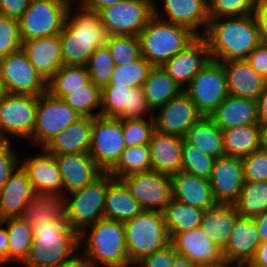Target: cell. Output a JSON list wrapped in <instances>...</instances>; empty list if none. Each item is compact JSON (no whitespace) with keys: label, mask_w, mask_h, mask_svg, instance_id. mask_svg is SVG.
Returning <instances> with one entry per match:
<instances>
[{"label":"cell","mask_w":267,"mask_h":267,"mask_svg":"<svg viewBox=\"0 0 267 267\" xmlns=\"http://www.w3.org/2000/svg\"><path fill=\"white\" fill-rule=\"evenodd\" d=\"M55 158L62 177L63 196L83 189L103 173L88 152L59 155Z\"/></svg>","instance_id":"7402d4cb"},{"label":"cell","mask_w":267,"mask_h":267,"mask_svg":"<svg viewBox=\"0 0 267 267\" xmlns=\"http://www.w3.org/2000/svg\"><path fill=\"white\" fill-rule=\"evenodd\" d=\"M209 117L221 130L258 125L256 100L228 95Z\"/></svg>","instance_id":"4dcf8cb0"},{"label":"cell","mask_w":267,"mask_h":267,"mask_svg":"<svg viewBox=\"0 0 267 267\" xmlns=\"http://www.w3.org/2000/svg\"><path fill=\"white\" fill-rule=\"evenodd\" d=\"M155 131L153 116L144 118L122 119V133L127 147L147 145Z\"/></svg>","instance_id":"c3c4849f"},{"label":"cell","mask_w":267,"mask_h":267,"mask_svg":"<svg viewBox=\"0 0 267 267\" xmlns=\"http://www.w3.org/2000/svg\"><path fill=\"white\" fill-rule=\"evenodd\" d=\"M120 180L143 210L162 212L172 200L170 176L149 171L125 176Z\"/></svg>","instance_id":"2e32d148"},{"label":"cell","mask_w":267,"mask_h":267,"mask_svg":"<svg viewBox=\"0 0 267 267\" xmlns=\"http://www.w3.org/2000/svg\"><path fill=\"white\" fill-rule=\"evenodd\" d=\"M155 112L156 131L182 138L203 117L184 90Z\"/></svg>","instance_id":"e0dca14e"},{"label":"cell","mask_w":267,"mask_h":267,"mask_svg":"<svg viewBox=\"0 0 267 267\" xmlns=\"http://www.w3.org/2000/svg\"><path fill=\"white\" fill-rule=\"evenodd\" d=\"M205 210L172 199L162 211L170 237L199 227Z\"/></svg>","instance_id":"74e56055"},{"label":"cell","mask_w":267,"mask_h":267,"mask_svg":"<svg viewBox=\"0 0 267 267\" xmlns=\"http://www.w3.org/2000/svg\"><path fill=\"white\" fill-rule=\"evenodd\" d=\"M72 0H31L19 19L21 39L59 35Z\"/></svg>","instance_id":"ba28073f"},{"label":"cell","mask_w":267,"mask_h":267,"mask_svg":"<svg viewBox=\"0 0 267 267\" xmlns=\"http://www.w3.org/2000/svg\"><path fill=\"white\" fill-rule=\"evenodd\" d=\"M260 150L267 153V126H260Z\"/></svg>","instance_id":"003e7915"},{"label":"cell","mask_w":267,"mask_h":267,"mask_svg":"<svg viewBox=\"0 0 267 267\" xmlns=\"http://www.w3.org/2000/svg\"><path fill=\"white\" fill-rule=\"evenodd\" d=\"M239 267H251L249 264H239Z\"/></svg>","instance_id":"8c879c8a"},{"label":"cell","mask_w":267,"mask_h":267,"mask_svg":"<svg viewBox=\"0 0 267 267\" xmlns=\"http://www.w3.org/2000/svg\"><path fill=\"white\" fill-rule=\"evenodd\" d=\"M178 253L170 244L166 248L145 256L136 265L137 267H173Z\"/></svg>","instance_id":"db71d44e"},{"label":"cell","mask_w":267,"mask_h":267,"mask_svg":"<svg viewBox=\"0 0 267 267\" xmlns=\"http://www.w3.org/2000/svg\"><path fill=\"white\" fill-rule=\"evenodd\" d=\"M89 81L86 66L63 65L48 81V91L53 96L63 99L68 90H77Z\"/></svg>","instance_id":"7bdbcfd3"},{"label":"cell","mask_w":267,"mask_h":267,"mask_svg":"<svg viewBox=\"0 0 267 267\" xmlns=\"http://www.w3.org/2000/svg\"><path fill=\"white\" fill-rule=\"evenodd\" d=\"M31 224H43L50 219H66L65 197L58 194L35 193L20 216Z\"/></svg>","instance_id":"836d02e7"},{"label":"cell","mask_w":267,"mask_h":267,"mask_svg":"<svg viewBox=\"0 0 267 267\" xmlns=\"http://www.w3.org/2000/svg\"><path fill=\"white\" fill-rule=\"evenodd\" d=\"M207 2L208 0H163L162 13L154 1V15L188 28L196 36H203L209 22Z\"/></svg>","instance_id":"d6986e66"},{"label":"cell","mask_w":267,"mask_h":267,"mask_svg":"<svg viewBox=\"0 0 267 267\" xmlns=\"http://www.w3.org/2000/svg\"><path fill=\"white\" fill-rule=\"evenodd\" d=\"M21 47L19 20L0 15V60Z\"/></svg>","instance_id":"f907efd6"},{"label":"cell","mask_w":267,"mask_h":267,"mask_svg":"<svg viewBox=\"0 0 267 267\" xmlns=\"http://www.w3.org/2000/svg\"><path fill=\"white\" fill-rule=\"evenodd\" d=\"M38 96L7 93L0 98V141L9 136L30 140L35 129ZM9 134V136H8Z\"/></svg>","instance_id":"30bf717a"},{"label":"cell","mask_w":267,"mask_h":267,"mask_svg":"<svg viewBox=\"0 0 267 267\" xmlns=\"http://www.w3.org/2000/svg\"><path fill=\"white\" fill-rule=\"evenodd\" d=\"M209 181L217 204L234 205L245 183L242 158L224 155L215 159Z\"/></svg>","instance_id":"ac0fdd59"},{"label":"cell","mask_w":267,"mask_h":267,"mask_svg":"<svg viewBox=\"0 0 267 267\" xmlns=\"http://www.w3.org/2000/svg\"><path fill=\"white\" fill-rule=\"evenodd\" d=\"M21 49L29 62L48 82L63 66L59 35L38 39H22Z\"/></svg>","instance_id":"603a6c76"},{"label":"cell","mask_w":267,"mask_h":267,"mask_svg":"<svg viewBox=\"0 0 267 267\" xmlns=\"http://www.w3.org/2000/svg\"><path fill=\"white\" fill-rule=\"evenodd\" d=\"M138 37L141 56L152 66H162L197 36L188 28L177 26L153 15Z\"/></svg>","instance_id":"5b68a950"},{"label":"cell","mask_w":267,"mask_h":267,"mask_svg":"<svg viewBox=\"0 0 267 267\" xmlns=\"http://www.w3.org/2000/svg\"><path fill=\"white\" fill-rule=\"evenodd\" d=\"M152 171L149 144L127 147L117 164L109 171L114 179Z\"/></svg>","instance_id":"ab89813d"},{"label":"cell","mask_w":267,"mask_h":267,"mask_svg":"<svg viewBox=\"0 0 267 267\" xmlns=\"http://www.w3.org/2000/svg\"><path fill=\"white\" fill-rule=\"evenodd\" d=\"M57 267H88L83 259L78 255L74 260H71L65 264L59 265Z\"/></svg>","instance_id":"a7ac6f4b"},{"label":"cell","mask_w":267,"mask_h":267,"mask_svg":"<svg viewBox=\"0 0 267 267\" xmlns=\"http://www.w3.org/2000/svg\"><path fill=\"white\" fill-rule=\"evenodd\" d=\"M114 60L115 66L127 65L141 57L140 40L138 36L111 35L105 44Z\"/></svg>","instance_id":"ee69618b"},{"label":"cell","mask_w":267,"mask_h":267,"mask_svg":"<svg viewBox=\"0 0 267 267\" xmlns=\"http://www.w3.org/2000/svg\"><path fill=\"white\" fill-rule=\"evenodd\" d=\"M143 211L125 184L114 179L107 188L104 204V218L125 222Z\"/></svg>","instance_id":"d6a6232c"},{"label":"cell","mask_w":267,"mask_h":267,"mask_svg":"<svg viewBox=\"0 0 267 267\" xmlns=\"http://www.w3.org/2000/svg\"><path fill=\"white\" fill-rule=\"evenodd\" d=\"M126 149L122 119L96 116L93 118L89 155L103 172H109Z\"/></svg>","instance_id":"4fadbf2b"},{"label":"cell","mask_w":267,"mask_h":267,"mask_svg":"<svg viewBox=\"0 0 267 267\" xmlns=\"http://www.w3.org/2000/svg\"><path fill=\"white\" fill-rule=\"evenodd\" d=\"M225 154L244 158L260 148V126L247 125L222 130Z\"/></svg>","instance_id":"8d00e7d4"},{"label":"cell","mask_w":267,"mask_h":267,"mask_svg":"<svg viewBox=\"0 0 267 267\" xmlns=\"http://www.w3.org/2000/svg\"><path fill=\"white\" fill-rule=\"evenodd\" d=\"M81 117L62 98L47 91L38 96L35 129L30 142L43 148L60 131Z\"/></svg>","instance_id":"7c38bea8"},{"label":"cell","mask_w":267,"mask_h":267,"mask_svg":"<svg viewBox=\"0 0 267 267\" xmlns=\"http://www.w3.org/2000/svg\"><path fill=\"white\" fill-rule=\"evenodd\" d=\"M18 157L11 142L0 143V190L8 181L9 176L20 165L21 157Z\"/></svg>","instance_id":"f5cc1de1"},{"label":"cell","mask_w":267,"mask_h":267,"mask_svg":"<svg viewBox=\"0 0 267 267\" xmlns=\"http://www.w3.org/2000/svg\"><path fill=\"white\" fill-rule=\"evenodd\" d=\"M173 267H199V266L190 261L188 258L178 255L175 258V263Z\"/></svg>","instance_id":"03108f58"},{"label":"cell","mask_w":267,"mask_h":267,"mask_svg":"<svg viewBox=\"0 0 267 267\" xmlns=\"http://www.w3.org/2000/svg\"><path fill=\"white\" fill-rule=\"evenodd\" d=\"M199 267H239V264L236 262L230 261L228 258L223 256L217 261L205 263V264L200 265Z\"/></svg>","instance_id":"e7e4bbea"},{"label":"cell","mask_w":267,"mask_h":267,"mask_svg":"<svg viewBox=\"0 0 267 267\" xmlns=\"http://www.w3.org/2000/svg\"><path fill=\"white\" fill-rule=\"evenodd\" d=\"M172 199L203 210L215 206L211 183L208 179L183 171L171 176Z\"/></svg>","instance_id":"4316f807"},{"label":"cell","mask_w":267,"mask_h":267,"mask_svg":"<svg viewBox=\"0 0 267 267\" xmlns=\"http://www.w3.org/2000/svg\"><path fill=\"white\" fill-rule=\"evenodd\" d=\"M260 243L254 218L239 216L222 255L238 264H249Z\"/></svg>","instance_id":"d4e9b609"},{"label":"cell","mask_w":267,"mask_h":267,"mask_svg":"<svg viewBox=\"0 0 267 267\" xmlns=\"http://www.w3.org/2000/svg\"><path fill=\"white\" fill-rule=\"evenodd\" d=\"M30 226L34 239L22 267H57L80 254L79 234L66 219H50Z\"/></svg>","instance_id":"3957f363"},{"label":"cell","mask_w":267,"mask_h":267,"mask_svg":"<svg viewBox=\"0 0 267 267\" xmlns=\"http://www.w3.org/2000/svg\"><path fill=\"white\" fill-rule=\"evenodd\" d=\"M5 94H7V90L5 88L4 81L0 73V98L3 97Z\"/></svg>","instance_id":"2644e50d"},{"label":"cell","mask_w":267,"mask_h":267,"mask_svg":"<svg viewBox=\"0 0 267 267\" xmlns=\"http://www.w3.org/2000/svg\"><path fill=\"white\" fill-rule=\"evenodd\" d=\"M81 247L79 256L88 267L131 266L123 222L103 218L86 227L79 234Z\"/></svg>","instance_id":"277c9868"},{"label":"cell","mask_w":267,"mask_h":267,"mask_svg":"<svg viewBox=\"0 0 267 267\" xmlns=\"http://www.w3.org/2000/svg\"><path fill=\"white\" fill-rule=\"evenodd\" d=\"M239 216L235 205L216 204L205 210L199 227L209 240L223 250Z\"/></svg>","instance_id":"1f68e13d"},{"label":"cell","mask_w":267,"mask_h":267,"mask_svg":"<svg viewBox=\"0 0 267 267\" xmlns=\"http://www.w3.org/2000/svg\"><path fill=\"white\" fill-rule=\"evenodd\" d=\"M258 26H267V0H257L254 13Z\"/></svg>","instance_id":"be15d7a7"},{"label":"cell","mask_w":267,"mask_h":267,"mask_svg":"<svg viewBox=\"0 0 267 267\" xmlns=\"http://www.w3.org/2000/svg\"><path fill=\"white\" fill-rule=\"evenodd\" d=\"M210 59L206 39L197 36L182 51L165 62L162 68L184 89Z\"/></svg>","instance_id":"ffe728a7"},{"label":"cell","mask_w":267,"mask_h":267,"mask_svg":"<svg viewBox=\"0 0 267 267\" xmlns=\"http://www.w3.org/2000/svg\"><path fill=\"white\" fill-rule=\"evenodd\" d=\"M223 65L228 94L257 100L267 80L258 74L246 59L223 62Z\"/></svg>","instance_id":"f1b7e54d"},{"label":"cell","mask_w":267,"mask_h":267,"mask_svg":"<svg viewBox=\"0 0 267 267\" xmlns=\"http://www.w3.org/2000/svg\"><path fill=\"white\" fill-rule=\"evenodd\" d=\"M203 37L211 59L220 62L247 59L261 43L260 28L254 14L209 19Z\"/></svg>","instance_id":"6da1fadb"},{"label":"cell","mask_w":267,"mask_h":267,"mask_svg":"<svg viewBox=\"0 0 267 267\" xmlns=\"http://www.w3.org/2000/svg\"><path fill=\"white\" fill-rule=\"evenodd\" d=\"M171 245L178 255L188 258L198 266L223 257L222 250L208 239L200 227L175 233L171 237Z\"/></svg>","instance_id":"484cf974"},{"label":"cell","mask_w":267,"mask_h":267,"mask_svg":"<svg viewBox=\"0 0 267 267\" xmlns=\"http://www.w3.org/2000/svg\"><path fill=\"white\" fill-rule=\"evenodd\" d=\"M20 166L26 172L35 193L63 196L62 177L54 155L41 148L40 154L21 158Z\"/></svg>","instance_id":"44dd1931"},{"label":"cell","mask_w":267,"mask_h":267,"mask_svg":"<svg viewBox=\"0 0 267 267\" xmlns=\"http://www.w3.org/2000/svg\"><path fill=\"white\" fill-rule=\"evenodd\" d=\"M76 1L78 4H76ZM122 1L124 0H75L74 3L76 4V7L79 6L86 11L98 13L103 8L110 7Z\"/></svg>","instance_id":"6f0895ef"},{"label":"cell","mask_w":267,"mask_h":267,"mask_svg":"<svg viewBox=\"0 0 267 267\" xmlns=\"http://www.w3.org/2000/svg\"><path fill=\"white\" fill-rule=\"evenodd\" d=\"M73 3L67 12L59 38L63 65L86 66L94 51L105 46L108 34L98 13L86 11Z\"/></svg>","instance_id":"7a4b0ae2"},{"label":"cell","mask_w":267,"mask_h":267,"mask_svg":"<svg viewBox=\"0 0 267 267\" xmlns=\"http://www.w3.org/2000/svg\"><path fill=\"white\" fill-rule=\"evenodd\" d=\"M98 14L108 36H138L154 15V0H124Z\"/></svg>","instance_id":"8fae6325"},{"label":"cell","mask_w":267,"mask_h":267,"mask_svg":"<svg viewBox=\"0 0 267 267\" xmlns=\"http://www.w3.org/2000/svg\"><path fill=\"white\" fill-rule=\"evenodd\" d=\"M31 0H0V15L19 20Z\"/></svg>","instance_id":"9f6ffc18"},{"label":"cell","mask_w":267,"mask_h":267,"mask_svg":"<svg viewBox=\"0 0 267 267\" xmlns=\"http://www.w3.org/2000/svg\"><path fill=\"white\" fill-rule=\"evenodd\" d=\"M142 88L152 112L167 104L183 91V88L168 75L162 66H153L151 68Z\"/></svg>","instance_id":"e575fe53"},{"label":"cell","mask_w":267,"mask_h":267,"mask_svg":"<svg viewBox=\"0 0 267 267\" xmlns=\"http://www.w3.org/2000/svg\"><path fill=\"white\" fill-rule=\"evenodd\" d=\"M144 96L142 86L132 88L108 84L101 89V116L132 119L154 116Z\"/></svg>","instance_id":"9a60e30c"},{"label":"cell","mask_w":267,"mask_h":267,"mask_svg":"<svg viewBox=\"0 0 267 267\" xmlns=\"http://www.w3.org/2000/svg\"><path fill=\"white\" fill-rule=\"evenodd\" d=\"M63 100L82 117L100 116L101 88L91 81L77 90H68Z\"/></svg>","instance_id":"b9f144b4"},{"label":"cell","mask_w":267,"mask_h":267,"mask_svg":"<svg viewBox=\"0 0 267 267\" xmlns=\"http://www.w3.org/2000/svg\"><path fill=\"white\" fill-rule=\"evenodd\" d=\"M113 180L114 177L109 172H103L83 189L64 196L66 220L78 234L104 218L105 196L108 185Z\"/></svg>","instance_id":"52a82bcc"},{"label":"cell","mask_w":267,"mask_h":267,"mask_svg":"<svg viewBox=\"0 0 267 267\" xmlns=\"http://www.w3.org/2000/svg\"><path fill=\"white\" fill-rule=\"evenodd\" d=\"M34 194L26 172L19 165L0 190V221L20 218Z\"/></svg>","instance_id":"83f0119b"},{"label":"cell","mask_w":267,"mask_h":267,"mask_svg":"<svg viewBox=\"0 0 267 267\" xmlns=\"http://www.w3.org/2000/svg\"><path fill=\"white\" fill-rule=\"evenodd\" d=\"M184 140L215 159L226 155L222 130L208 116H203L193 125Z\"/></svg>","instance_id":"d590c367"},{"label":"cell","mask_w":267,"mask_h":267,"mask_svg":"<svg viewBox=\"0 0 267 267\" xmlns=\"http://www.w3.org/2000/svg\"><path fill=\"white\" fill-rule=\"evenodd\" d=\"M249 265L251 267H267V241L259 244Z\"/></svg>","instance_id":"94428289"},{"label":"cell","mask_w":267,"mask_h":267,"mask_svg":"<svg viewBox=\"0 0 267 267\" xmlns=\"http://www.w3.org/2000/svg\"><path fill=\"white\" fill-rule=\"evenodd\" d=\"M244 181H267V153L256 150L242 158Z\"/></svg>","instance_id":"816d5d0a"},{"label":"cell","mask_w":267,"mask_h":267,"mask_svg":"<svg viewBox=\"0 0 267 267\" xmlns=\"http://www.w3.org/2000/svg\"><path fill=\"white\" fill-rule=\"evenodd\" d=\"M0 73L7 93L39 96L48 91V82L22 49L0 60Z\"/></svg>","instance_id":"5bb4252c"},{"label":"cell","mask_w":267,"mask_h":267,"mask_svg":"<svg viewBox=\"0 0 267 267\" xmlns=\"http://www.w3.org/2000/svg\"><path fill=\"white\" fill-rule=\"evenodd\" d=\"M209 19L254 14L257 0H208Z\"/></svg>","instance_id":"681fc988"},{"label":"cell","mask_w":267,"mask_h":267,"mask_svg":"<svg viewBox=\"0 0 267 267\" xmlns=\"http://www.w3.org/2000/svg\"><path fill=\"white\" fill-rule=\"evenodd\" d=\"M130 265L171 244V237L160 211L143 210L123 223Z\"/></svg>","instance_id":"8992f818"},{"label":"cell","mask_w":267,"mask_h":267,"mask_svg":"<svg viewBox=\"0 0 267 267\" xmlns=\"http://www.w3.org/2000/svg\"><path fill=\"white\" fill-rule=\"evenodd\" d=\"M261 243L267 241V210L254 217Z\"/></svg>","instance_id":"6125c7cd"},{"label":"cell","mask_w":267,"mask_h":267,"mask_svg":"<svg viewBox=\"0 0 267 267\" xmlns=\"http://www.w3.org/2000/svg\"><path fill=\"white\" fill-rule=\"evenodd\" d=\"M7 227L8 234V262L20 263L27 259L33 242L31 226L21 218H9L2 221Z\"/></svg>","instance_id":"f35d334b"},{"label":"cell","mask_w":267,"mask_h":267,"mask_svg":"<svg viewBox=\"0 0 267 267\" xmlns=\"http://www.w3.org/2000/svg\"><path fill=\"white\" fill-rule=\"evenodd\" d=\"M261 34V43L267 45V26H259Z\"/></svg>","instance_id":"89a4df30"},{"label":"cell","mask_w":267,"mask_h":267,"mask_svg":"<svg viewBox=\"0 0 267 267\" xmlns=\"http://www.w3.org/2000/svg\"><path fill=\"white\" fill-rule=\"evenodd\" d=\"M184 138L154 131L149 142L152 171L167 176L181 171Z\"/></svg>","instance_id":"cb8c5ba5"},{"label":"cell","mask_w":267,"mask_h":267,"mask_svg":"<svg viewBox=\"0 0 267 267\" xmlns=\"http://www.w3.org/2000/svg\"><path fill=\"white\" fill-rule=\"evenodd\" d=\"M152 67L143 56L127 65L115 66L109 84L126 85L132 88L140 87L148 78Z\"/></svg>","instance_id":"f6af8a7d"},{"label":"cell","mask_w":267,"mask_h":267,"mask_svg":"<svg viewBox=\"0 0 267 267\" xmlns=\"http://www.w3.org/2000/svg\"><path fill=\"white\" fill-rule=\"evenodd\" d=\"M246 60L258 74L267 80V45L260 43Z\"/></svg>","instance_id":"11a10c76"},{"label":"cell","mask_w":267,"mask_h":267,"mask_svg":"<svg viewBox=\"0 0 267 267\" xmlns=\"http://www.w3.org/2000/svg\"><path fill=\"white\" fill-rule=\"evenodd\" d=\"M7 264H9L7 227L0 221V267H5Z\"/></svg>","instance_id":"91938a15"},{"label":"cell","mask_w":267,"mask_h":267,"mask_svg":"<svg viewBox=\"0 0 267 267\" xmlns=\"http://www.w3.org/2000/svg\"><path fill=\"white\" fill-rule=\"evenodd\" d=\"M257 120L259 126H267V81L264 89L256 100Z\"/></svg>","instance_id":"680465c9"},{"label":"cell","mask_w":267,"mask_h":267,"mask_svg":"<svg viewBox=\"0 0 267 267\" xmlns=\"http://www.w3.org/2000/svg\"><path fill=\"white\" fill-rule=\"evenodd\" d=\"M86 68L89 72L90 81L95 85L102 89L109 84L115 68V63L106 45L94 51Z\"/></svg>","instance_id":"7dc6e473"},{"label":"cell","mask_w":267,"mask_h":267,"mask_svg":"<svg viewBox=\"0 0 267 267\" xmlns=\"http://www.w3.org/2000/svg\"><path fill=\"white\" fill-rule=\"evenodd\" d=\"M215 158L184 140L181 171L210 179Z\"/></svg>","instance_id":"bcb514c9"},{"label":"cell","mask_w":267,"mask_h":267,"mask_svg":"<svg viewBox=\"0 0 267 267\" xmlns=\"http://www.w3.org/2000/svg\"><path fill=\"white\" fill-rule=\"evenodd\" d=\"M92 124L93 118L81 117L60 131L43 149L54 156L88 152L91 143Z\"/></svg>","instance_id":"f546056e"},{"label":"cell","mask_w":267,"mask_h":267,"mask_svg":"<svg viewBox=\"0 0 267 267\" xmlns=\"http://www.w3.org/2000/svg\"><path fill=\"white\" fill-rule=\"evenodd\" d=\"M203 116H210L228 97L223 62L210 59L183 89Z\"/></svg>","instance_id":"9c48e42d"},{"label":"cell","mask_w":267,"mask_h":267,"mask_svg":"<svg viewBox=\"0 0 267 267\" xmlns=\"http://www.w3.org/2000/svg\"><path fill=\"white\" fill-rule=\"evenodd\" d=\"M234 205L242 217L263 213L267 210V181L245 182Z\"/></svg>","instance_id":"60d3db41"}]
</instances>
